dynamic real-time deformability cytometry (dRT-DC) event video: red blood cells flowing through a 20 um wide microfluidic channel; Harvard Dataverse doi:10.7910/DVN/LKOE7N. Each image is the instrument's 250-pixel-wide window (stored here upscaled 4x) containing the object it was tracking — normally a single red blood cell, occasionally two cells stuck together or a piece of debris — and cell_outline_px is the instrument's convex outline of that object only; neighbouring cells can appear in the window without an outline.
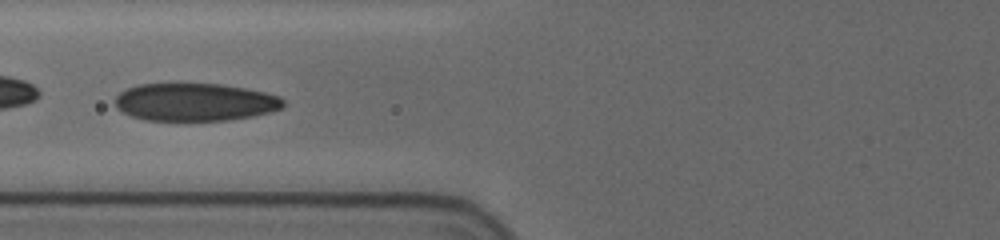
{"species": "human", "species_latin": "Homo sapiens", "temperature_condition": "cold", "stored_images_in_passage": 60, "camera_frame_rate_fps": 3000, "um_per_image_px": 0.085, "donor": {"sex": "female"}, "frame": {"image": 1, "passage_image": 29, "time_ms": 9.333, "image_size_px": [1000, 240], "cell_outline_px": [[284, 108], [272, 112], [252, 116], [228, 120], [144, 120], [120, 112], [116, 108], [116, 96], [120, 92], [128, 88], [140, 84], [224, 84], [264, 92], [280, 96], [284, 100]], "centroid_in_image_um": [16.59, 8.68], "position_along_channel_um": 109.2, "area_um2": 37.11}}
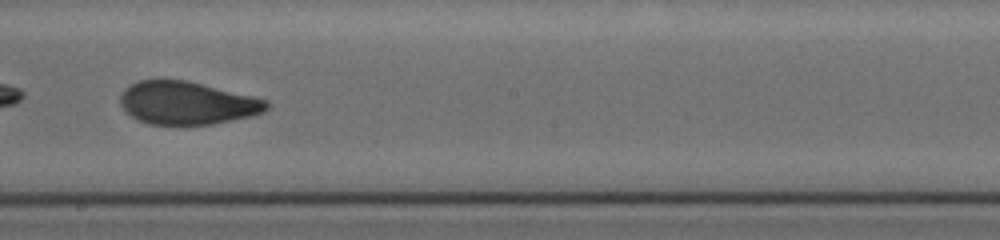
{"frame": {"image": 2, "passage_image": 39, "time_ms": 12.667, "image_size_px": [1000, 240], "cell_outline_px": [[268, 108], [264, 112], [252, 116], [212, 124], [148, 124], [124, 112], [120, 104], [120, 96], [124, 88], [140, 80], [188, 80], [268, 100]], "centroid_in_image_um": [15.89, 8.75], "position_along_channel_um": 232.3, "area_um2": 36.53}}
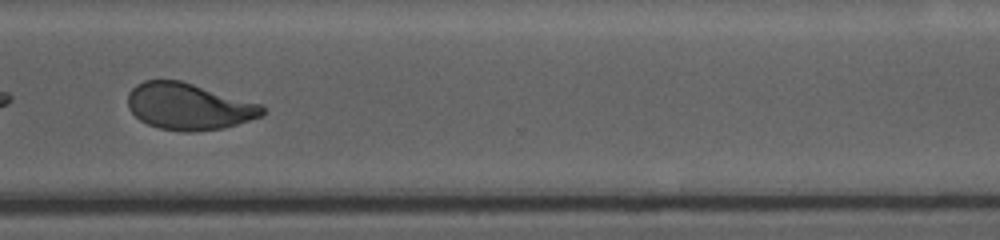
{"frame": {"image": 3, "passage_image": 49, "time_ms": 16.0, "image_size_px": [1000, 240], "cell_outline_px": [[264, 112], [260, 116], [224, 128], [188, 132], [184, 132], [160, 128], [148, 124], [140, 120], [128, 108], [128, 92], [136, 84], [144, 80], [180, 80], [260, 104], [264, 108]], "centroid_in_image_um": [15.99, 9.04], "position_along_channel_um": 354.6, "area_um2": 36.18}, "authors_computed_cell_mechanics": {"area_um2": 37.0209, "velocity_mm_per_s": 3.6809, "shape_relaxation_time_tau1_ms": 4.0455, "shape_relaxation_time_tau2_ms": 1.0047, "deformation_change_tau1": 0.1457, "deformation_change_tau2": 0.0543}}